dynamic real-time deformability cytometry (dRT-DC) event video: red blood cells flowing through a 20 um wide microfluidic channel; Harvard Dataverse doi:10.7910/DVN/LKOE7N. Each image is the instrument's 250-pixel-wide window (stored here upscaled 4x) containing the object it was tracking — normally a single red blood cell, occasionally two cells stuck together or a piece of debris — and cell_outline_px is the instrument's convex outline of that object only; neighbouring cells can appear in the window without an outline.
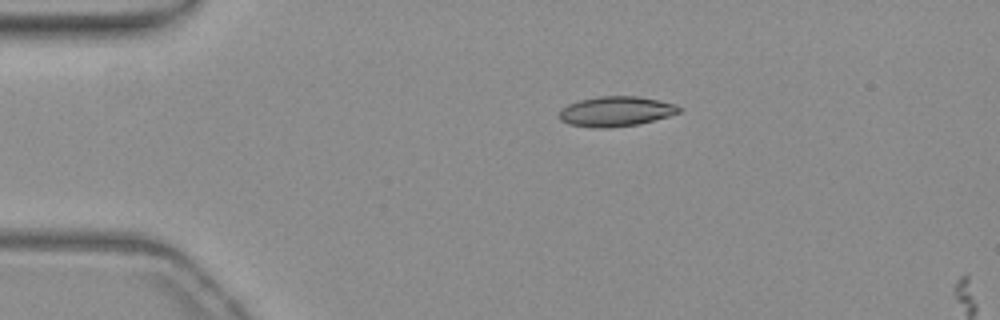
{"species": "common noctule bat (a hibernating species)", "species_latin": "Nyctalus noctula", "temperature_condition": "warm", "stored_images_in_passage": 6, "camera_frame_rate_fps": 3000, "um_per_image_px": 0.085, "animal": {"sex": "female", "body_mass_g": 19.3, "forearm_length_mm": 54.1}, "frame": {"image": 1, "passage_image": 1, "time_ms": 0.0, "image_size_px": [1000, 320], "cell_outline_px": [[680, 112], [668, 116], [640, 124], [608, 128], [596, 128], [568, 124], [560, 120], [560, 112], [568, 104], [580, 100], [600, 96], [636, 96], [676, 104], [680, 108]], "centroid_in_image_um": [52.35, 9.48], "position_along_channel_um": 32.6, "area_um2": 20.75}}